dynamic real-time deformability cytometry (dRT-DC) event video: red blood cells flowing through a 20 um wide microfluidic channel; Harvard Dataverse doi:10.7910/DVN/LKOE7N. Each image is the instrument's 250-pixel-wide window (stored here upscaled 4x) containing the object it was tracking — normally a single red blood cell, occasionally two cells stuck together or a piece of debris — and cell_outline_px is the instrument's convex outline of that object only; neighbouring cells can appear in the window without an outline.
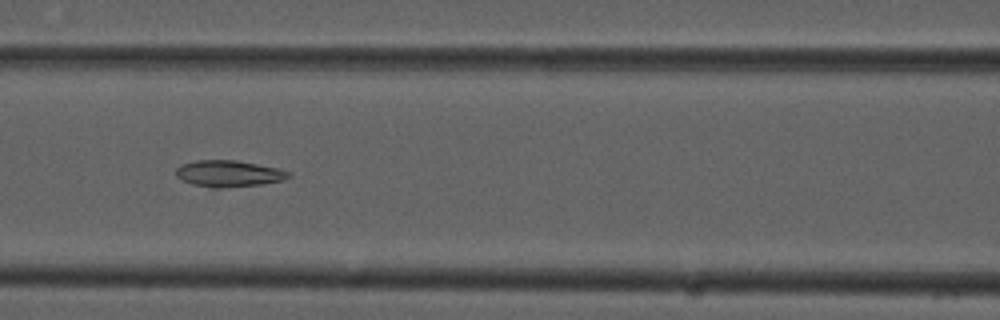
{"species": "common noctule bat (a hibernating species)", "species_latin": "Nyctalus noctula", "temperature_condition": "cold", "stored_images_in_passage": 10, "camera_frame_rate_fps": 3000, "um_per_image_px": 0.085, "animal": {"sex": "male", "forearm_length_mm": 52.5}, "frame": {"image": 1, "passage_image": 5, "time_ms": 1.333, "image_size_px": [1000, 320], "cell_outline_px": [[292, 176], [284, 180], [260, 184], [224, 188], [212, 188], [192, 184], [180, 180], [176, 176], [176, 168], [180, 164], [196, 160], [236, 160], [276, 168], [292, 172]], "centroid_in_image_um": [19.41, 14.76], "position_along_channel_um": 147.2, "area_um2": 17.51}}
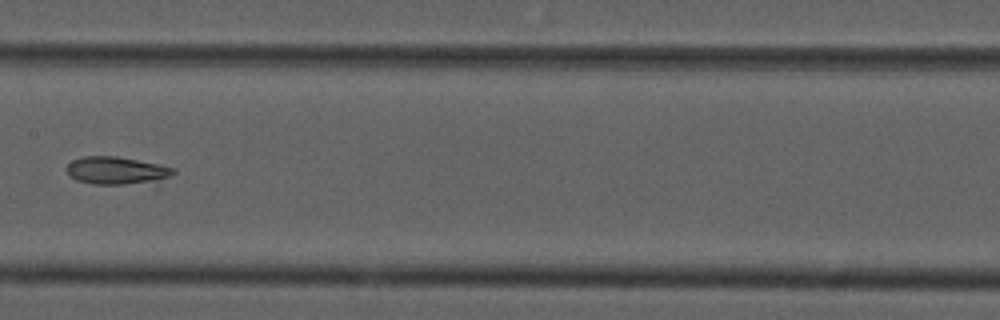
{"frame": {"image": 2, "passage_image": 6, "time_ms": 1.667, "image_size_px": [1000, 320], "cell_outline_px": [[176, 172], [168, 176], [152, 180], [124, 184], [92, 184], [76, 180], [64, 168], [72, 160], [84, 156], [116, 156], [176, 168]], "centroid_in_image_um": [9.81, 14.47], "position_along_channel_um": 197.6, "area_um2": 16.65}}